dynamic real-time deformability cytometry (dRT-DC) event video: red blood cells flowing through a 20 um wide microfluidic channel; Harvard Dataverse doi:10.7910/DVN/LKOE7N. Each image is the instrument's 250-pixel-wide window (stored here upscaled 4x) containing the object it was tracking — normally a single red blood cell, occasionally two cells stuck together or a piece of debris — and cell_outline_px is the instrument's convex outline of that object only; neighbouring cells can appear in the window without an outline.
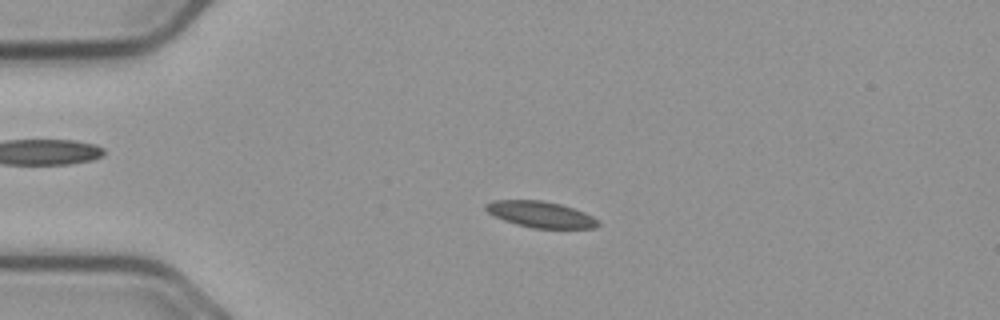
{"species": "common noctule bat (a hibernating species)", "species_latin": "Nyctalus noctula", "temperature_condition": "cold", "stored_images_in_passage": 56, "camera_frame_rate_fps": 3000, "um_per_image_px": 0.085, "animal": {"sex": "male", "body_mass_g": 23.1, "forearm_length_mm": 52.7}, "frame": {"image": 1, "passage_image": 13, "time_ms": 4.0, "image_size_px": [1000, 320], "cell_outline_px": [[600, 224], [596, 228], [532, 228], [516, 224], [504, 220], [488, 212], [484, 208], [484, 204], [492, 200], [540, 200], [560, 204], [584, 212], [592, 216]], "centroid_in_image_um": [45.93, 18.22], "position_along_channel_um": 39.1, "area_um2": 16.99}}
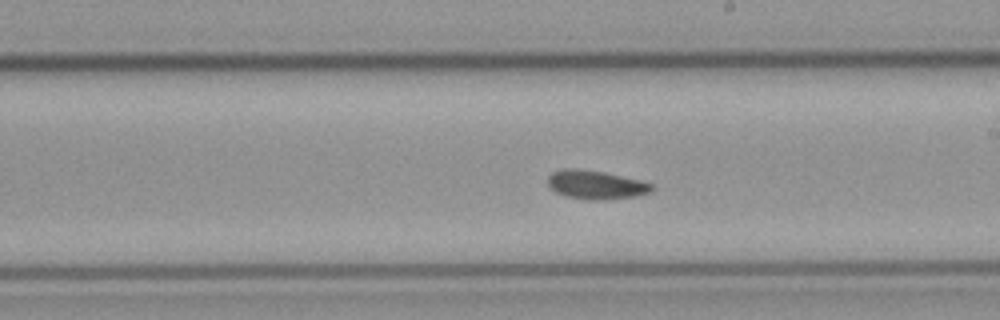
{"frame": {"image": 2, "passage_image": 32, "time_ms": 10.333, "image_size_px": [1000, 320], "cell_outline_px": [[652, 192], [636, 196], [604, 200], [592, 200], [564, 196], [556, 192], [548, 184], [548, 176], [552, 172], [564, 168], [576, 168], [604, 172], [640, 180], [652, 184]], "centroid_in_image_um": [50.64, 15.7], "position_along_channel_um": 238.4, "area_um2": 17.4}}
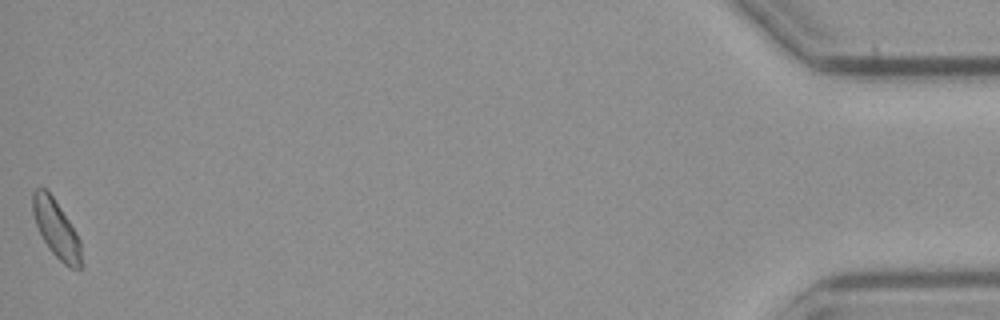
{"frame": {"image": 3, "passage_image": 56, "time_ms": 18.333, "image_size_px": [1000, 320], "cell_outline_px": [[80, 268], [68, 268], [48, 248], [36, 224], [32, 212], [32, 192], [36, 188], [48, 188], [76, 232], [80, 240]], "centroid_in_image_um": [4.75, 19.4], "position_along_channel_um": 430.5, "area_um2": 16.18}, "authors_computed_cell_mechanics": {"area_um2": 16.7909, "velocity_mm_per_s": 3.6715, "shape_relaxation_time_tau1_ms": 5.216, "shape_relaxation_time_tau2_ms": 5.0729, "deformation_change_tau1": 0.0703, "deformation_change_tau2": 0.1034}}